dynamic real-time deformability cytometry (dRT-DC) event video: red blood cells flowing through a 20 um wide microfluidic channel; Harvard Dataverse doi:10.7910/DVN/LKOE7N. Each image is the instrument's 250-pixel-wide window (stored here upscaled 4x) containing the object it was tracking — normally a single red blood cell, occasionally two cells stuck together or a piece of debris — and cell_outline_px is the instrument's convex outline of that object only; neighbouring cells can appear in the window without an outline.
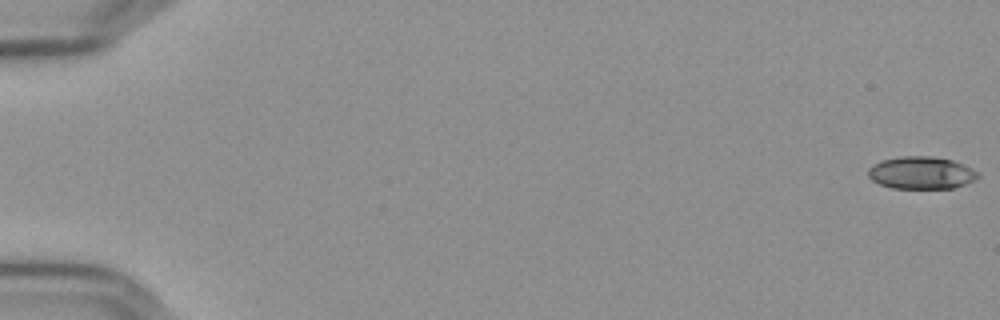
{"species": "Egyptian fruit bat (a non-hibernating species)", "species_latin": "Rousettus aegyptiacus", "temperature_condition": "cold", "stored_images_in_passage": 43, "camera_frame_rate_fps": 3000, "um_per_image_px": 0.085, "frame": {"image": 1, "passage_image": 1, "time_ms": 0.0, "image_size_px": [1000, 320], "cell_outline_px": [[980, 176], [976, 180], [952, 188], [892, 188], [880, 184], [872, 180], [868, 176], [868, 168], [872, 164], [880, 160], [900, 156], [932, 156], [952, 160], [964, 164], [980, 172]], "centroid_in_image_um": [78.31, 14.68], "position_along_channel_um": 6.7, "area_um2": 20.98}}
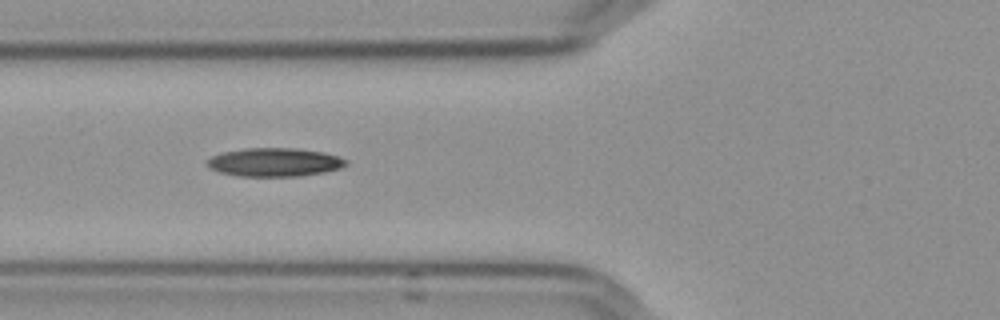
{"frame": {"image": 2, "passage_image": 23, "time_ms": 7.333, "image_size_px": [1000, 320], "cell_outline_px": [[348, 164], [340, 168], [324, 172], [300, 176], [236, 176], [220, 172], [212, 168], [208, 164], [208, 160], [212, 156], [224, 152], [244, 148], [296, 148], [324, 152], [340, 156], [348, 160]], "centroid_in_image_um": [23.4, 13.78], "position_along_channel_um": 102.4, "area_um2": 23.06}}
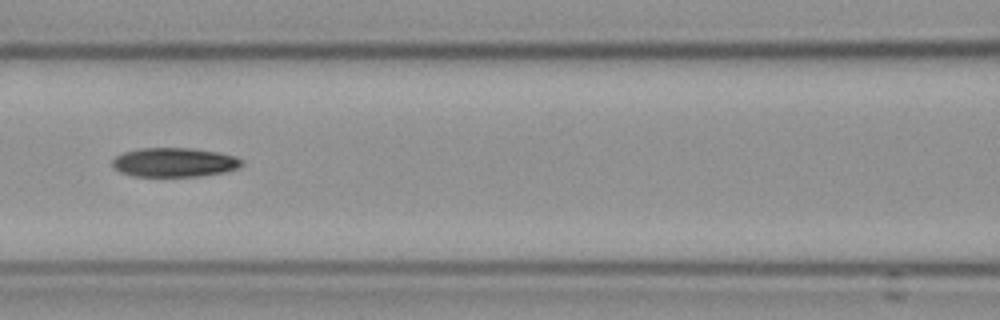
{"frame": {"image": 3, "passage_image": 27, "time_ms": 8.667, "image_size_px": [1000, 320], "cell_outline_px": [[244, 164], [240, 168], [224, 172], [200, 176], [132, 176], [120, 172], [112, 168], [112, 160], [116, 156], [124, 152], [140, 148], [188, 148], [216, 152], [236, 156], [244, 160]], "centroid_in_image_um": [14.83, 13.8], "position_along_channel_um": 151.8, "area_um2": 22.14}}